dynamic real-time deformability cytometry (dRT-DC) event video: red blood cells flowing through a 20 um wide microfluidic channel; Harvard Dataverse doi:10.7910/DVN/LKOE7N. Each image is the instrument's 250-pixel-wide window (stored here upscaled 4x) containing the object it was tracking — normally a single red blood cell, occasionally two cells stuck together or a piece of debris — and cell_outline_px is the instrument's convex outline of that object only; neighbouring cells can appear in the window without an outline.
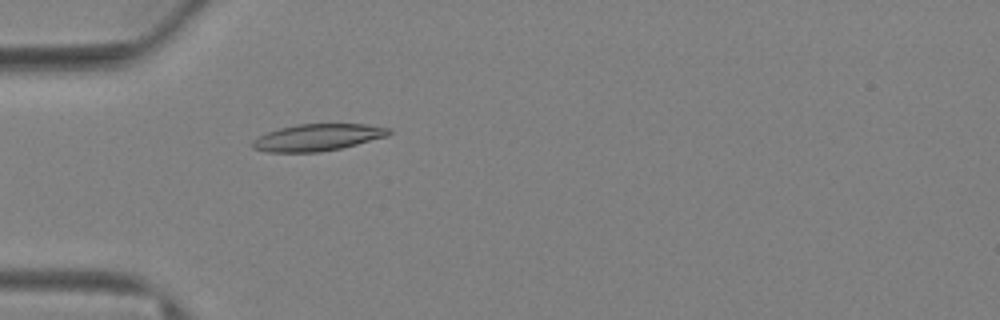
{"species": "Egyptian fruit bat (a non-hibernating species)", "species_latin": "Rousettus aegyptiacus", "temperature_condition": "warm", "stored_images_in_passage": 71, "camera_frame_rate_fps": 3000, "um_per_image_px": 0.085, "animal": {"sex": "female"}, "frame": {"image": 1, "passage_image": 23, "time_ms": 7.333, "image_size_px": [1000, 320], "cell_outline_px": [[392, 132], [388, 136], [340, 148], [320, 152], [268, 152], [252, 148], [252, 140], [268, 132], [280, 128], [300, 124], [364, 124], [392, 128]], "centroid_in_image_um": [27.02, 11.68], "position_along_channel_um": 58.0, "area_um2": 21.21}}
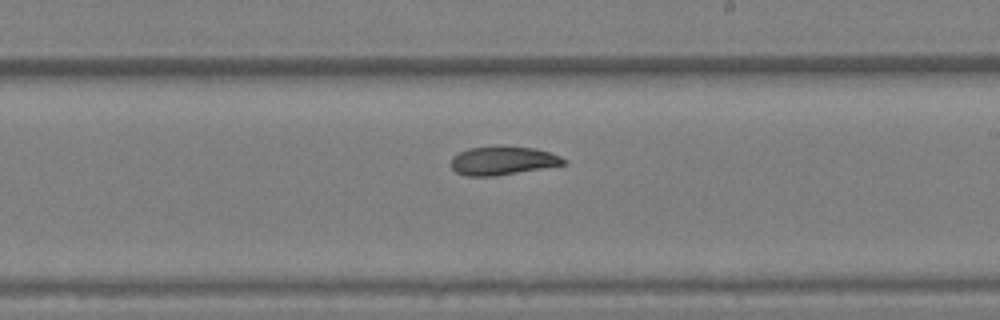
{"frame": {"image": 2, "passage_image": 43, "time_ms": 14.0, "image_size_px": [1000, 320], "cell_outline_px": [[568, 164], [496, 176], [464, 176], [456, 172], [452, 168], [452, 156], [468, 148], [532, 148], [548, 152], [560, 156], [568, 160]], "centroid_in_image_um": [42.75, 13.7], "position_along_channel_um": 246.2, "area_um2": 18.26}}
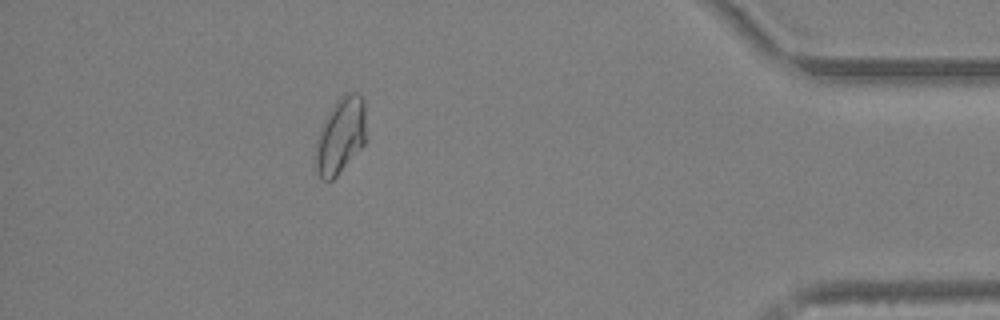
{"frame": {"image": 3, "passage_image": 64, "time_ms": 21.0, "image_size_px": [1000, 320], "cell_outline_px": [[364, 144], [336, 176], [332, 180], [324, 180], [316, 172], [316, 140], [336, 100], [344, 92], [360, 92], [364, 100]], "centroid_in_image_um": [28.95, 11.5], "position_along_channel_um": 406.2, "area_um2": 21.79}, "authors_computed_cell_mechanics": {"area_um2": 20.7502, "velocity_mm_per_s": 2.9282, "shape_relaxation_time_tau1_ms": null, "shape_relaxation_time_tau2_ms": 4.3709, "deformation_change_tau1": null, "deformation_change_tau2": 0.0658}}